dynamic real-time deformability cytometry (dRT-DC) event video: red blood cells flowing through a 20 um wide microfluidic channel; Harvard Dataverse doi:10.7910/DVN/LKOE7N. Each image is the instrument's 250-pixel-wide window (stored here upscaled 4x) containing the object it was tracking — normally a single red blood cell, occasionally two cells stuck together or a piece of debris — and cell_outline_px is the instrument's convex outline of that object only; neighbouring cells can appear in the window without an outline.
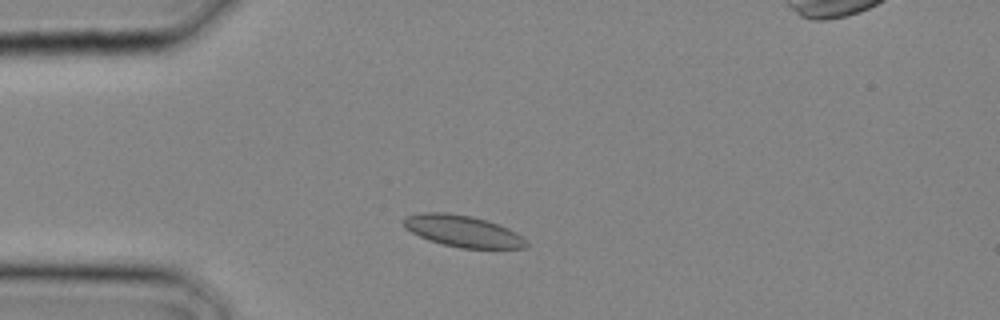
{"species": "common noctule bat (a hibernating species)", "species_latin": "Nyctalus noctula", "temperature_condition": "cold", "stored_images_in_passage": 1, "camera_frame_rate_fps": 3000, "um_per_image_px": 0.085, "animal": {"sex": "male", "body_mass_g": 20.4}, "frame": {"image": 1, "passage_image": 1, "time_ms": 0.0, "image_size_px": [1000, 320], "cell_outline_px": [[528, 244], [524, 248], [460, 248], [428, 240], [404, 228], [400, 220], [404, 216], [420, 212], [444, 212], [472, 216], [508, 228], [516, 232]], "centroid_in_image_um": [39.25, 19.63], "position_along_channel_um": 45.8, "area_um2": 22.48}}